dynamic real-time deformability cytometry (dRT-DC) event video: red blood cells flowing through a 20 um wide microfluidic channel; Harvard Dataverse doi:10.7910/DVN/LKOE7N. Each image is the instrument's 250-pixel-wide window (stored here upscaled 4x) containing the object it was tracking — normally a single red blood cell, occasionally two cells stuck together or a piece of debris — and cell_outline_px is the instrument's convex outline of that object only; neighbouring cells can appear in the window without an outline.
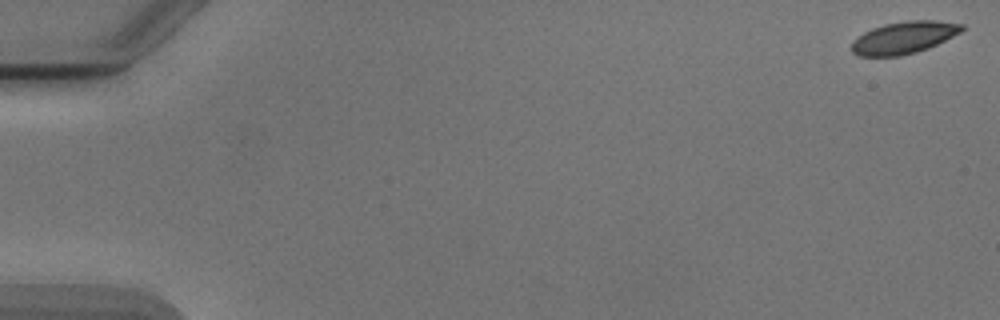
{"species": "Egyptian fruit bat (a non-hibernating species)", "species_latin": "Rousettus aegyptiacus", "temperature_condition": "cold", "stored_images_in_passage": 49, "camera_frame_rate_fps": 3000, "um_per_image_px": 0.085, "animal": {"sex": "male"}, "frame": {"image": 1, "passage_image": 1, "time_ms": 0.0, "image_size_px": [1000, 320], "cell_outline_px": [[964, 28], [960, 32], [928, 48], [916, 52], [900, 56], [856, 56], [852, 52], [852, 44], [864, 32], [872, 28], [884, 24], [908, 20], [936, 20], [964, 24]], "centroid_in_image_um": [76.83, 3.19], "position_along_channel_um": 8.2, "area_um2": 20.46}}
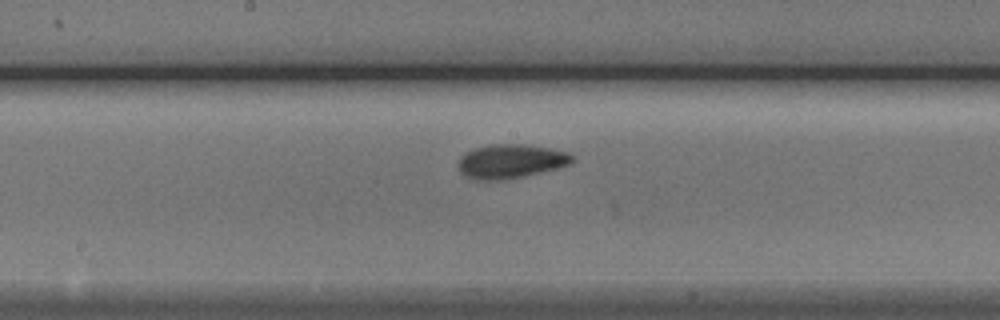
{"frame": {"image": 2, "passage_image": 29, "time_ms": 9.333, "image_size_px": [1000, 320], "cell_outline_px": [[572, 160], [568, 164], [556, 168], [524, 176], [504, 180], [476, 180], [464, 176], [460, 172], [460, 156], [464, 152], [472, 148], [488, 144], [528, 144], [552, 148], [568, 152], [572, 156]], "centroid_in_image_um": [43.37, 13.69], "position_along_channel_um": 204.8, "area_um2": 22.72}}
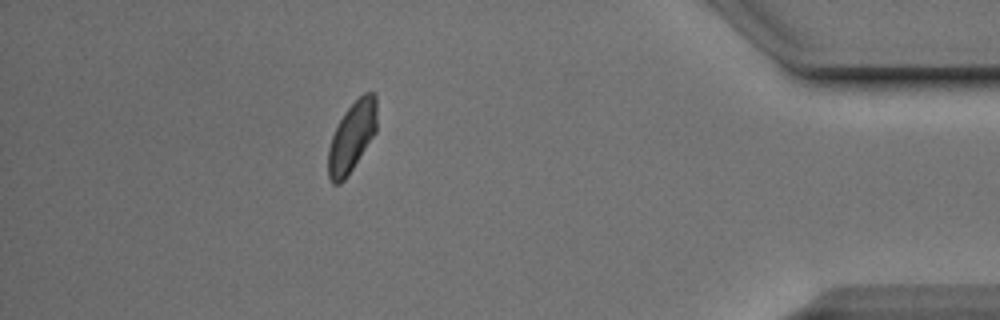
{"frame": {"image": 3, "passage_image": 48, "time_ms": 15.667, "image_size_px": [1000, 320], "cell_outline_px": [[376, 132], [344, 180], [340, 184], [332, 184], [328, 176], [328, 148], [332, 136], [344, 112], [364, 92], [372, 92], [376, 96]], "centroid_in_image_um": [29.9, 11.64], "position_along_channel_um": 405.3, "area_um2": 19.54}}